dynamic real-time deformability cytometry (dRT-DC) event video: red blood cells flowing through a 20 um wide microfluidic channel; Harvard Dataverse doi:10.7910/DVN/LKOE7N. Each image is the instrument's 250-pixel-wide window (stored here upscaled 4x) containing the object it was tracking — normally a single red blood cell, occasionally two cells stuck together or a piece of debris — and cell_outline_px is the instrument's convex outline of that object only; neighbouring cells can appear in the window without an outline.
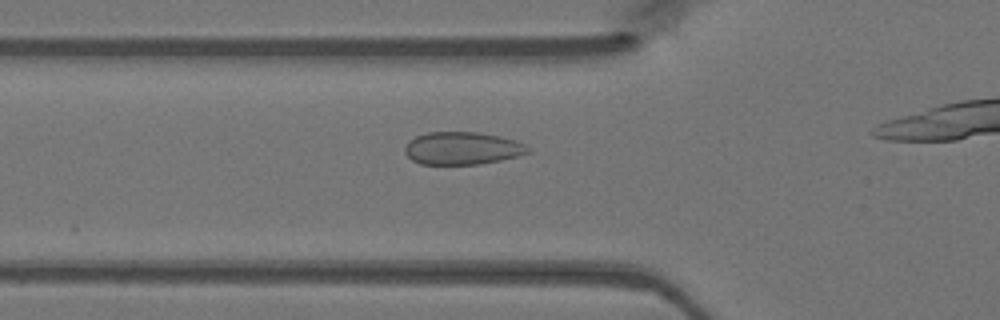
{"species": "Egyptian fruit bat (a non-hibernating species)", "species_latin": "Rousettus aegyptiacus", "temperature_condition": "warm", "stored_images_in_passage": 14, "camera_frame_rate_fps": 3000, "um_per_image_px": 0.085, "animal": {"sex": "female"}, "frame": {"image": 1, "passage_image": 11, "time_ms": 3.333, "image_size_px": [1000, 320], "cell_outline_px": [[532, 152], [500, 160], [476, 164], [420, 164], [412, 160], [404, 152], [404, 148], [416, 136], [428, 132], [480, 132], [500, 136], [516, 140], [532, 148]], "centroid_in_image_um": [39.33, 12.6], "position_along_channel_um": 86.5, "area_um2": 23.41}}
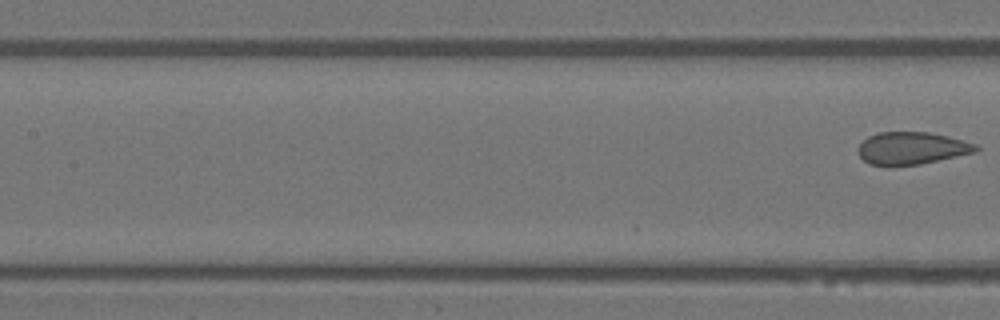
{"frame": {"image": 2, "passage_image": 14, "time_ms": 4.333, "image_size_px": [1000, 320], "cell_outline_px": [[980, 148], [976, 152], [920, 164], [868, 164], [856, 152], [856, 148], [868, 136], [880, 132], [928, 132], [948, 136], [976, 144]], "centroid_in_image_um": [77.5, 12.58], "position_along_channel_um": 129.9, "area_um2": 21.96}}